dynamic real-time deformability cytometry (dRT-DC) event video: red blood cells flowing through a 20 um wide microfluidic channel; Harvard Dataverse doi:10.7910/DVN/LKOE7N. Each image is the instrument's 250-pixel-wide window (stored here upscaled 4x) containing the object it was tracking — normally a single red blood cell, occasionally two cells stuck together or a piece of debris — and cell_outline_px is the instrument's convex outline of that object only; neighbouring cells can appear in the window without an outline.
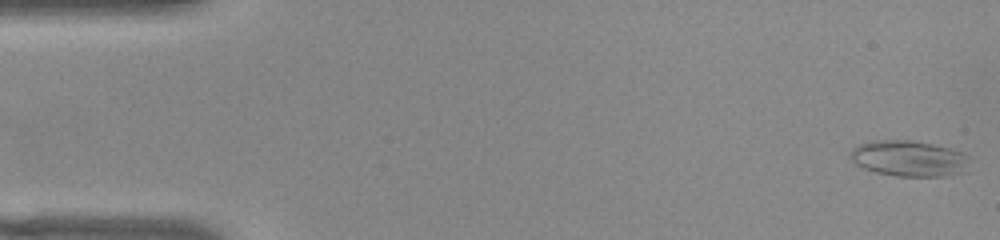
{"species": "common noctule bat (a hibernating species)", "species_latin": "Nyctalus noctula", "temperature_condition": "warm", "stored_images_in_passage": 53, "camera_frame_rate_fps": 3000, "um_per_image_px": 0.085, "animal": {"sex": "female", "body_mass_g": 22.0, "forearm_length_mm": 56.7}, "frame": {"image": 1, "passage_image": 1, "time_ms": 0.0, "image_size_px": [1000, 240], "cell_outline_px": [[968, 156], [964, 172], [944, 176], [896, 176], [876, 172], [864, 168], [856, 164], [848, 156], [848, 152], [852, 148], [860, 144], [872, 140], [916, 140], [964, 152]], "centroid_in_image_um": [77.21, 13.46], "position_along_channel_um": 7.8, "area_um2": 24.97}}
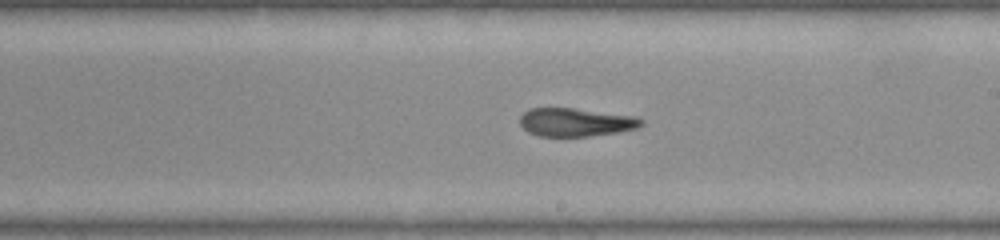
{"frame": {"image": 2, "passage_image": 30, "time_ms": 9.667, "image_size_px": [1000, 240], "cell_outline_px": [[644, 124], [636, 128], [620, 132], [588, 136], [540, 136], [528, 132], [520, 124], [520, 116], [528, 108], [572, 108], [636, 116], [644, 120]], "centroid_in_image_um": [48.95, 10.38], "position_along_channel_um": 240.1, "area_um2": 20.06}}
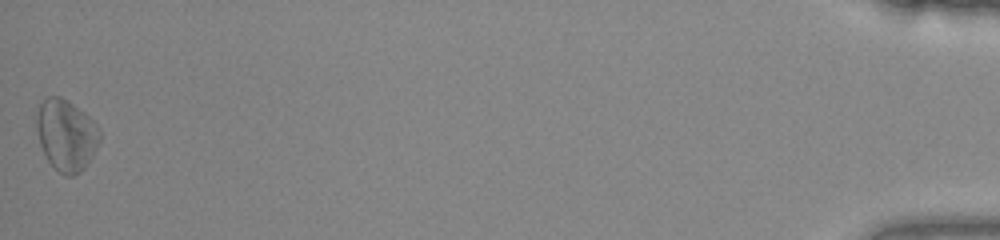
{"frame": {"image": 3, "passage_image": 53, "time_ms": 17.333, "image_size_px": [1000, 240], "cell_outline_px": [[100, 140], [92, 156], [84, 168], [80, 172], [72, 176], [64, 176], [48, 160], [40, 144], [36, 128], [36, 112], [40, 104], [48, 96], [60, 96], [68, 100], [84, 112], [92, 120], [100, 132]], "centroid_in_image_um": [5.61, 11.46], "position_along_channel_um": 429.6, "area_um2": 26.07}, "authors_computed_cell_mechanics": {"area_um2": 22.1952, "velocity_mm_per_s": 3.818, "shape_relaxation_time_tau1_ms": null, "shape_relaxation_time_tau2_ms": 6.2764, "deformation_change_tau1": null, "deformation_change_tau2": 0.178}}